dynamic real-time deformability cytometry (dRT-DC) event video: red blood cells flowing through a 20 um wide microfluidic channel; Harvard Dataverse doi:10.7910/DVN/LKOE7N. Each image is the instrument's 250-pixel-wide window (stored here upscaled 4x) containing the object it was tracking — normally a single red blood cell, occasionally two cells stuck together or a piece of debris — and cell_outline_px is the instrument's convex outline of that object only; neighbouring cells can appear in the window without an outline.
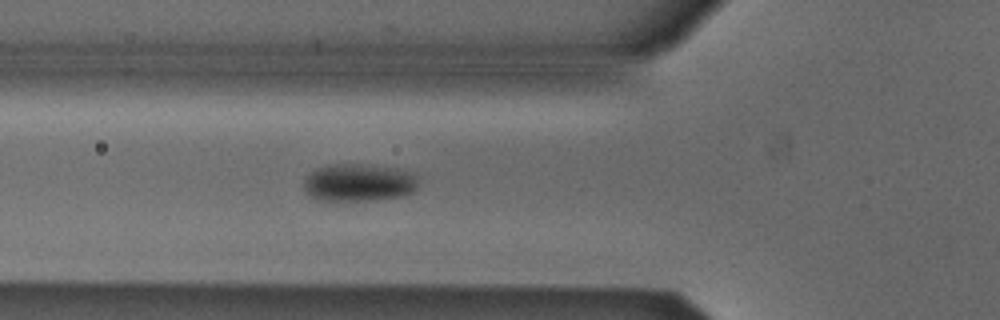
{"species": "Egyptian fruit bat (a non-hibernating species)", "species_latin": "Rousettus aegyptiacus", "temperature_condition": "cold", "stored_images_in_passage": 40, "segment_of_instrument_passage": [1, 2], "camera_frame_rate_fps": 3000, "um_per_image_px": 0.085, "animal": {"sex": "male"}, "frame": {"image": 1, "passage_image": 5, "time_ms": 1.333, "image_size_px": [1000, 320], "cell_outline_px": [[420, 176], [416, 188], [412, 192], [404, 196], [376, 200], [320, 200], [308, 196], [304, 188], [304, 180], [316, 168], [328, 164], [368, 164], [396, 168], [416, 172]], "centroid_in_image_um": [30.56, 15.51], "position_along_channel_um": 95.2, "area_um2": 25.61}}
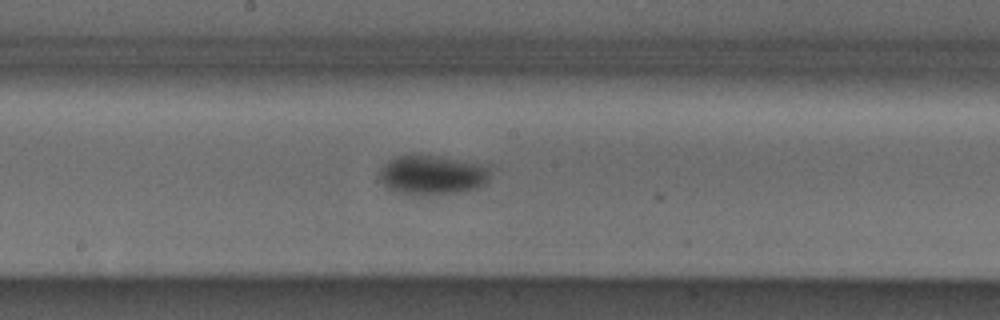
{"frame": {"image": 2, "passage_image": 14, "time_ms": 4.333, "image_size_px": [1000, 320], "cell_outline_px": [[488, 180], [480, 188], [464, 192], [428, 196], [408, 196], [396, 192], [388, 188], [376, 180], [380, 168], [392, 160], [400, 156], [436, 156], [488, 164]], "centroid_in_image_um": [36.73, 14.93], "position_along_channel_um": 211.5, "area_um2": 26.07}}
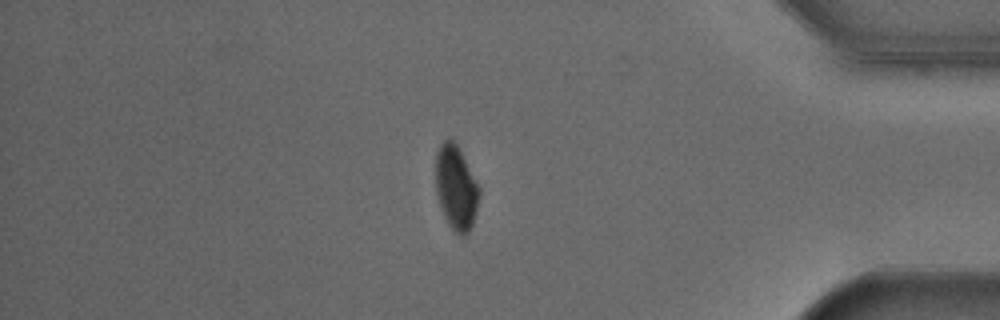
{"frame": {"image": 3, "passage_image": 31, "time_ms": 10.0, "image_size_px": [1000, 320], "cell_outline_px": [[480, 192], [472, 224], [468, 232], [464, 236], [460, 236], [448, 224], [444, 216], [436, 192], [436, 152], [440, 144], [448, 136], [456, 140], [480, 188]], "centroid_in_image_um": [38.75, 15.87], "position_along_channel_um": 396.4, "area_um2": 21.5}}